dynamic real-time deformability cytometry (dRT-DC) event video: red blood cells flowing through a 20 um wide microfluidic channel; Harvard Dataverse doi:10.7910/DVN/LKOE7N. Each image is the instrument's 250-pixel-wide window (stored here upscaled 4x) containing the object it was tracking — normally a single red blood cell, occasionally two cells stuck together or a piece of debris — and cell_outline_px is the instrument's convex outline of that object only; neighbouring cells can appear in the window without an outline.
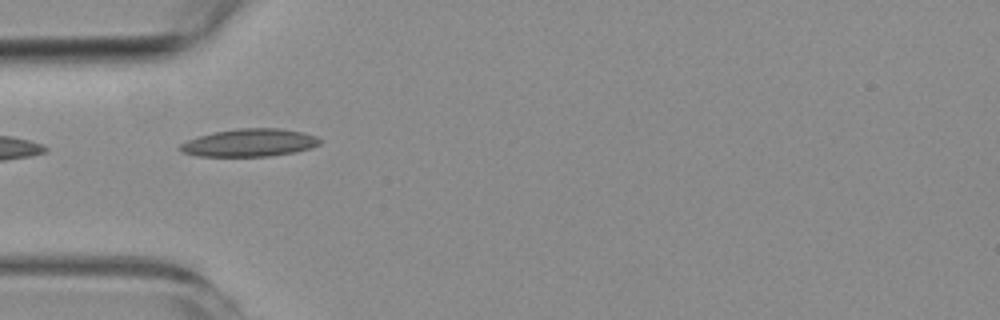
{"species": "common noctule bat (a hibernating species)", "species_latin": "Nyctalus noctula", "temperature_condition": "room temperature", "stored_images_in_passage": 6, "camera_frame_rate_fps": 3000, "um_per_image_px": 0.085, "animal": {"sex": "female", "body_mass_g": 19.3, "forearm_length_mm": 54.1}, "frame": {"image": 1, "passage_image": 5, "time_ms": 4.333, "image_size_px": [1000, 320], "cell_outline_px": [[320, 144], [312, 148], [296, 152], [268, 156], [196, 156], [184, 152], [180, 148], [180, 144], [188, 140], [200, 136], [216, 132], [240, 128], [280, 128], [304, 132], [316, 136], [320, 140]], "centroid_in_image_um": [21.27, 12.13], "position_along_channel_um": 63.7, "area_um2": 22.43}}
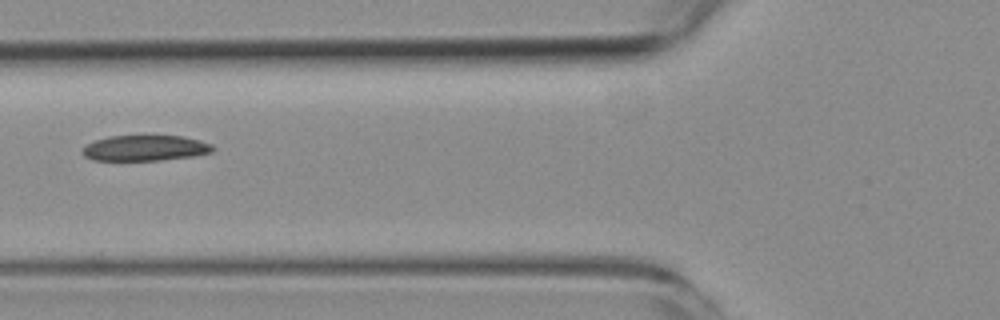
{"frame": {"image": 2, "passage_image": 6, "time_ms": 5.667, "image_size_px": [1000, 320], "cell_outline_px": [[216, 148], [212, 152], [196, 156], [160, 160], [92, 160], [84, 156], [80, 152], [88, 144], [96, 140], [108, 136], [184, 136], [200, 140], [212, 144]], "centroid_in_image_um": [12.38, 12.59], "position_along_channel_um": 113.4, "area_um2": 19.54}}